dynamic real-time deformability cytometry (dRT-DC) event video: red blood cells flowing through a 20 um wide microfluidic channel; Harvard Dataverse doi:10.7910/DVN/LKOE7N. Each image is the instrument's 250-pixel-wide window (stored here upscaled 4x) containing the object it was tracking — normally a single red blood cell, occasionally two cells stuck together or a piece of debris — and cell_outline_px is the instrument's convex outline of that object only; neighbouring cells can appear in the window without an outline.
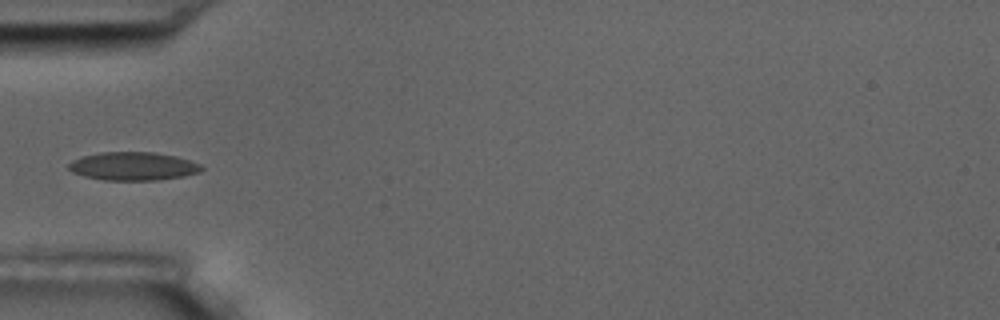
{"species": "common noctule bat (a hibernating species)", "species_latin": "Nyctalus noctula", "temperature_condition": "room temperature", "stored_images_in_passage": 6, "camera_frame_rate_fps": 3000, "um_per_image_px": 0.085, "animal": {"sex": "male", "body_mass_g": 17.5, "forearm_length_mm": 52.3}, "frame": {"image": 1, "passage_image": 6, "time_ms": 5.333, "image_size_px": [1000, 320], "cell_outline_px": [[204, 168], [200, 172], [184, 176], [156, 180], [104, 180], [84, 176], [72, 172], [68, 168], [68, 164], [72, 160], [84, 156], [100, 152], [152, 152], [176, 156], [200, 164]], "centroid_in_image_um": [11.31, 14.13], "position_along_channel_um": 73.7, "area_um2": 21.85}}